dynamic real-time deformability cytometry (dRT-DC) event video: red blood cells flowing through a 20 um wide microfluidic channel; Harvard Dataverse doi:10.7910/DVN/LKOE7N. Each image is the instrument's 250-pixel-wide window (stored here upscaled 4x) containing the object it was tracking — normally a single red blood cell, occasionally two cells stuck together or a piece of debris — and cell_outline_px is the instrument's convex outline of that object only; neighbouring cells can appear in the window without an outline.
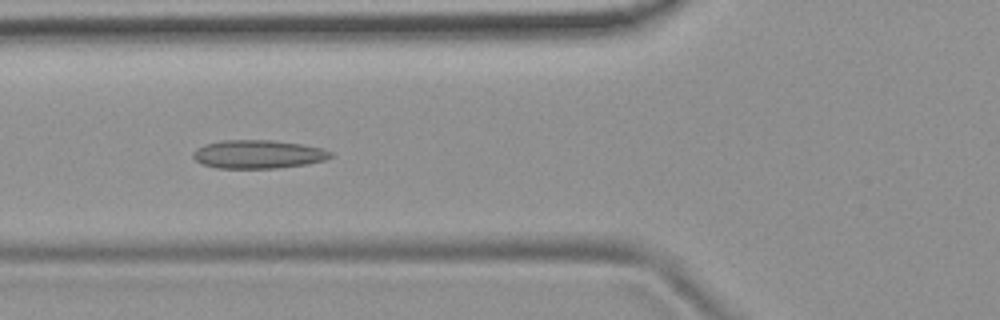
{"species": "common noctule bat (a hibernating species)", "species_latin": "Nyctalus noctula", "temperature_condition": "room temperature", "stored_images_in_passage": 6, "camera_frame_rate_fps": 3000, "um_per_image_px": 0.085, "animal": {"sex": "female", "body_mass_g": 19.9}, "frame": {"image": 1, "passage_image": 4, "time_ms": 1.0, "image_size_px": [1000, 320], "cell_outline_px": [[332, 156], [324, 160], [308, 164], [276, 168], [216, 168], [204, 164], [196, 160], [192, 156], [192, 152], [196, 148], [204, 144], [224, 140], [276, 140], [304, 144], [324, 148], [332, 152]], "centroid_in_image_um": [21.96, 13.1], "position_along_channel_um": 103.8, "area_um2": 23.0}}
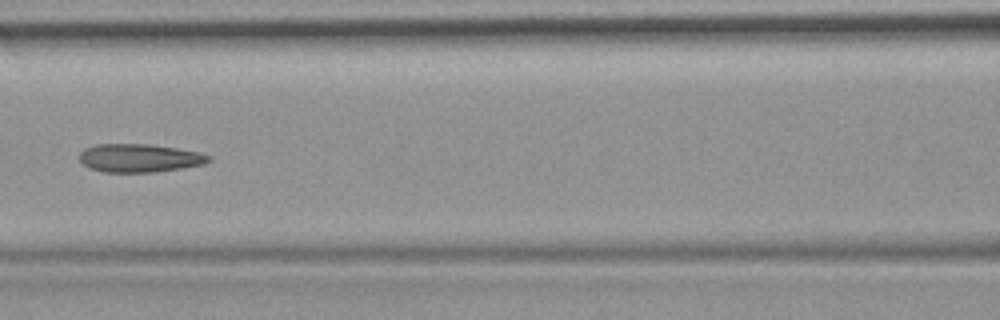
{"frame": {"image": 2, "passage_image": 5, "time_ms": 1.333, "image_size_px": [1000, 320], "cell_outline_px": [[212, 160], [200, 164], [180, 168], [152, 172], [104, 172], [88, 168], [80, 160], [80, 152], [84, 148], [96, 144], [148, 144], [176, 148], [196, 152], [212, 156]], "centroid_in_image_um": [11.8, 13.43], "position_along_channel_um": 154.8, "area_um2": 21.1}}
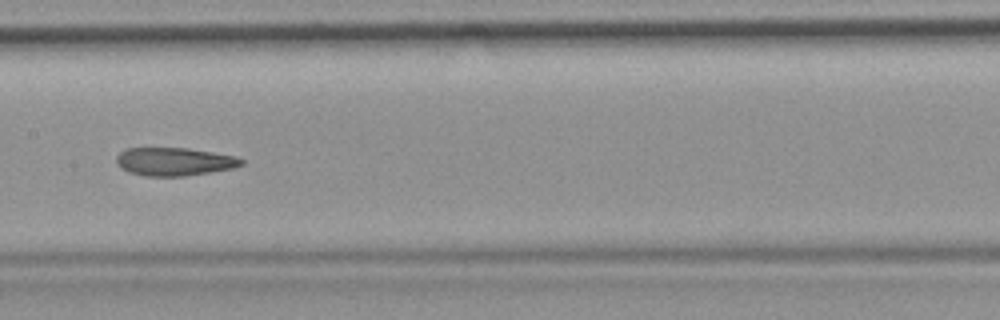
{"frame": {"image": 3, "passage_image": 6, "time_ms": 1.667, "image_size_px": [1000, 320], "cell_outline_px": [[244, 164], [232, 168], [184, 176], [144, 176], [128, 172], [116, 164], [116, 156], [124, 148], [188, 148], [236, 156], [244, 160]], "centroid_in_image_um": [14.78, 13.73], "position_along_channel_um": 192.6, "area_um2": 20.52}}